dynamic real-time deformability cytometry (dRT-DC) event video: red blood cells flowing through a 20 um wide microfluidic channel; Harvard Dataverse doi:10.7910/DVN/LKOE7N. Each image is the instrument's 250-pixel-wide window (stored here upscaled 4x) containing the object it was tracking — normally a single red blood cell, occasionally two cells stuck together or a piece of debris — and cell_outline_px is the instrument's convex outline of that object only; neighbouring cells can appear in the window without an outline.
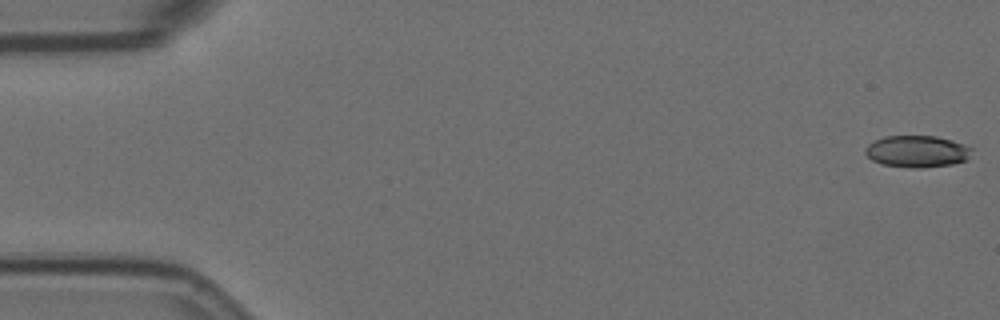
{"species": "Egyptian fruit bat (a non-hibernating species)", "species_latin": "Rousettus aegyptiacus", "temperature_condition": "room temperature", "stored_images_in_passage": 16, "camera_frame_rate_fps": 3000, "um_per_image_px": 0.085, "animal": {"sex": "female"}, "frame": {"image": 1, "passage_image": 1, "time_ms": 0.0, "image_size_px": [1000, 320], "cell_outline_px": [[972, 148], [968, 160], [952, 164], [920, 168], [912, 168], [880, 164], [872, 160], [864, 152], [864, 148], [868, 144], [884, 136], [936, 136], [952, 140], [964, 144]], "centroid_in_image_um": [77.94, 12.87], "position_along_channel_um": 7.1, "area_um2": 19.83}}